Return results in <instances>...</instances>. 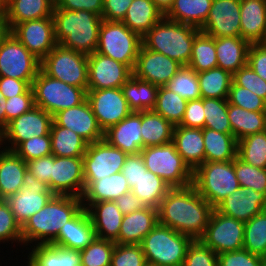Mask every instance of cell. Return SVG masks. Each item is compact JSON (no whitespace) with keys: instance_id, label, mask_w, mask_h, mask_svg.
Instances as JSON below:
<instances>
[{"instance_id":"1","label":"cell","mask_w":266,"mask_h":266,"mask_svg":"<svg viewBox=\"0 0 266 266\" xmlns=\"http://www.w3.org/2000/svg\"><path fill=\"white\" fill-rule=\"evenodd\" d=\"M214 208L193 185L171 188L158 208L159 224L199 240L209 223Z\"/></svg>"},{"instance_id":"70","label":"cell","mask_w":266,"mask_h":266,"mask_svg":"<svg viewBox=\"0 0 266 266\" xmlns=\"http://www.w3.org/2000/svg\"><path fill=\"white\" fill-rule=\"evenodd\" d=\"M152 2L165 14L172 6L174 0H152Z\"/></svg>"},{"instance_id":"19","label":"cell","mask_w":266,"mask_h":266,"mask_svg":"<svg viewBox=\"0 0 266 266\" xmlns=\"http://www.w3.org/2000/svg\"><path fill=\"white\" fill-rule=\"evenodd\" d=\"M182 66L178 61L141 45L133 76L161 87L165 86Z\"/></svg>"},{"instance_id":"55","label":"cell","mask_w":266,"mask_h":266,"mask_svg":"<svg viewBox=\"0 0 266 266\" xmlns=\"http://www.w3.org/2000/svg\"><path fill=\"white\" fill-rule=\"evenodd\" d=\"M25 162L52 154L50 134L21 142L14 150Z\"/></svg>"},{"instance_id":"38","label":"cell","mask_w":266,"mask_h":266,"mask_svg":"<svg viewBox=\"0 0 266 266\" xmlns=\"http://www.w3.org/2000/svg\"><path fill=\"white\" fill-rule=\"evenodd\" d=\"M143 148L172 142L174 126L154 110L141 111Z\"/></svg>"},{"instance_id":"25","label":"cell","mask_w":266,"mask_h":266,"mask_svg":"<svg viewBox=\"0 0 266 266\" xmlns=\"http://www.w3.org/2000/svg\"><path fill=\"white\" fill-rule=\"evenodd\" d=\"M91 218L95 235L98 238L115 242L124 215L114 201L82 203Z\"/></svg>"},{"instance_id":"2","label":"cell","mask_w":266,"mask_h":266,"mask_svg":"<svg viewBox=\"0 0 266 266\" xmlns=\"http://www.w3.org/2000/svg\"><path fill=\"white\" fill-rule=\"evenodd\" d=\"M83 208L80 197L54 195L37 213L32 215L22 226L23 245L51 244L60 229Z\"/></svg>"},{"instance_id":"64","label":"cell","mask_w":266,"mask_h":266,"mask_svg":"<svg viewBox=\"0 0 266 266\" xmlns=\"http://www.w3.org/2000/svg\"><path fill=\"white\" fill-rule=\"evenodd\" d=\"M27 169L39 181L49 185L51 190L52 154L26 162Z\"/></svg>"},{"instance_id":"54","label":"cell","mask_w":266,"mask_h":266,"mask_svg":"<svg viewBox=\"0 0 266 266\" xmlns=\"http://www.w3.org/2000/svg\"><path fill=\"white\" fill-rule=\"evenodd\" d=\"M228 103L248 111L265 112L266 101L247 88L235 85L233 82L229 90Z\"/></svg>"},{"instance_id":"8","label":"cell","mask_w":266,"mask_h":266,"mask_svg":"<svg viewBox=\"0 0 266 266\" xmlns=\"http://www.w3.org/2000/svg\"><path fill=\"white\" fill-rule=\"evenodd\" d=\"M35 106L42 108L52 116L83 103L87 99V90L69 85L48 76L41 68L32 83Z\"/></svg>"},{"instance_id":"40","label":"cell","mask_w":266,"mask_h":266,"mask_svg":"<svg viewBox=\"0 0 266 266\" xmlns=\"http://www.w3.org/2000/svg\"><path fill=\"white\" fill-rule=\"evenodd\" d=\"M228 118L233 136L238 140L266 130V113L248 111L228 103Z\"/></svg>"},{"instance_id":"59","label":"cell","mask_w":266,"mask_h":266,"mask_svg":"<svg viewBox=\"0 0 266 266\" xmlns=\"http://www.w3.org/2000/svg\"><path fill=\"white\" fill-rule=\"evenodd\" d=\"M6 126L10 121L23 113L30 111L34 106V93L30 86L23 94L5 100Z\"/></svg>"},{"instance_id":"58","label":"cell","mask_w":266,"mask_h":266,"mask_svg":"<svg viewBox=\"0 0 266 266\" xmlns=\"http://www.w3.org/2000/svg\"><path fill=\"white\" fill-rule=\"evenodd\" d=\"M218 266H266L265 258L241 249L217 254Z\"/></svg>"},{"instance_id":"45","label":"cell","mask_w":266,"mask_h":266,"mask_svg":"<svg viewBox=\"0 0 266 266\" xmlns=\"http://www.w3.org/2000/svg\"><path fill=\"white\" fill-rule=\"evenodd\" d=\"M187 102L177 93L170 91L165 86H161L159 87L157 102L153 110L175 127L180 125L184 117Z\"/></svg>"},{"instance_id":"51","label":"cell","mask_w":266,"mask_h":266,"mask_svg":"<svg viewBox=\"0 0 266 266\" xmlns=\"http://www.w3.org/2000/svg\"><path fill=\"white\" fill-rule=\"evenodd\" d=\"M234 171L240 187L252 188L266 195V168L251 166L237 156L234 159Z\"/></svg>"},{"instance_id":"6","label":"cell","mask_w":266,"mask_h":266,"mask_svg":"<svg viewBox=\"0 0 266 266\" xmlns=\"http://www.w3.org/2000/svg\"><path fill=\"white\" fill-rule=\"evenodd\" d=\"M192 185L215 208L240 187L234 171V160L204 162L193 171Z\"/></svg>"},{"instance_id":"24","label":"cell","mask_w":266,"mask_h":266,"mask_svg":"<svg viewBox=\"0 0 266 266\" xmlns=\"http://www.w3.org/2000/svg\"><path fill=\"white\" fill-rule=\"evenodd\" d=\"M141 111H132L125 119L104 132V139L127 154H138L143 149Z\"/></svg>"},{"instance_id":"36","label":"cell","mask_w":266,"mask_h":266,"mask_svg":"<svg viewBox=\"0 0 266 266\" xmlns=\"http://www.w3.org/2000/svg\"><path fill=\"white\" fill-rule=\"evenodd\" d=\"M213 0H174L164 14L168 20L201 28L208 18Z\"/></svg>"},{"instance_id":"22","label":"cell","mask_w":266,"mask_h":266,"mask_svg":"<svg viewBox=\"0 0 266 266\" xmlns=\"http://www.w3.org/2000/svg\"><path fill=\"white\" fill-rule=\"evenodd\" d=\"M53 122L58 126L73 130L88 144L104 139V132L87 99L77 106L54 114Z\"/></svg>"},{"instance_id":"61","label":"cell","mask_w":266,"mask_h":266,"mask_svg":"<svg viewBox=\"0 0 266 266\" xmlns=\"http://www.w3.org/2000/svg\"><path fill=\"white\" fill-rule=\"evenodd\" d=\"M143 171H147V168L145 167L141 154H128L121 173L127 179L130 189L135 185V182L140 178Z\"/></svg>"},{"instance_id":"66","label":"cell","mask_w":266,"mask_h":266,"mask_svg":"<svg viewBox=\"0 0 266 266\" xmlns=\"http://www.w3.org/2000/svg\"><path fill=\"white\" fill-rule=\"evenodd\" d=\"M30 85L26 81L0 76V91L5 99L23 94Z\"/></svg>"},{"instance_id":"16","label":"cell","mask_w":266,"mask_h":266,"mask_svg":"<svg viewBox=\"0 0 266 266\" xmlns=\"http://www.w3.org/2000/svg\"><path fill=\"white\" fill-rule=\"evenodd\" d=\"M87 101L103 132L132 112L121 88L88 89Z\"/></svg>"},{"instance_id":"27","label":"cell","mask_w":266,"mask_h":266,"mask_svg":"<svg viewBox=\"0 0 266 266\" xmlns=\"http://www.w3.org/2000/svg\"><path fill=\"white\" fill-rule=\"evenodd\" d=\"M159 223L158 209L146 206L123 217L118 244H141L144 237Z\"/></svg>"},{"instance_id":"12","label":"cell","mask_w":266,"mask_h":266,"mask_svg":"<svg viewBox=\"0 0 266 266\" xmlns=\"http://www.w3.org/2000/svg\"><path fill=\"white\" fill-rule=\"evenodd\" d=\"M245 222L218 212L215 208L199 239L216 254L243 249Z\"/></svg>"},{"instance_id":"43","label":"cell","mask_w":266,"mask_h":266,"mask_svg":"<svg viewBox=\"0 0 266 266\" xmlns=\"http://www.w3.org/2000/svg\"><path fill=\"white\" fill-rule=\"evenodd\" d=\"M198 82L202 98L228 99L233 75L216 67L198 72Z\"/></svg>"},{"instance_id":"67","label":"cell","mask_w":266,"mask_h":266,"mask_svg":"<svg viewBox=\"0 0 266 266\" xmlns=\"http://www.w3.org/2000/svg\"><path fill=\"white\" fill-rule=\"evenodd\" d=\"M123 215L145 208V204L130 190L114 200Z\"/></svg>"},{"instance_id":"60","label":"cell","mask_w":266,"mask_h":266,"mask_svg":"<svg viewBox=\"0 0 266 266\" xmlns=\"http://www.w3.org/2000/svg\"><path fill=\"white\" fill-rule=\"evenodd\" d=\"M179 126L204 129L205 115L203 98L187 102L185 114Z\"/></svg>"},{"instance_id":"18","label":"cell","mask_w":266,"mask_h":266,"mask_svg":"<svg viewBox=\"0 0 266 266\" xmlns=\"http://www.w3.org/2000/svg\"><path fill=\"white\" fill-rule=\"evenodd\" d=\"M84 185L83 157H58L52 154L51 191L54 194L81 198Z\"/></svg>"},{"instance_id":"42","label":"cell","mask_w":266,"mask_h":266,"mask_svg":"<svg viewBox=\"0 0 266 266\" xmlns=\"http://www.w3.org/2000/svg\"><path fill=\"white\" fill-rule=\"evenodd\" d=\"M170 189L171 187L162 178L147 170L143 171L131 191L145 206L158 209Z\"/></svg>"},{"instance_id":"33","label":"cell","mask_w":266,"mask_h":266,"mask_svg":"<svg viewBox=\"0 0 266 266\" xmlns=\"http://www.w3.org/2000/svg\"><path fill=\"white\" fill-rule=\"evenodd\" d=\"M31 248L26 266H81L79 250L53 244L31 245Z\"/></svg>"},{"instance_id":"35","label":"cell","mask_w":266,"mask_h":266,"mask_svg":"<svg viewBox=\"0 0 266 266\" xmlns=\"http://www.w3.org/2000/svg\"><path fill=\"white\" fill-rule=\"evenodd\" d=\"M53 10L54 0H10L5 13L12 30L25 21L52 17Z\"/></svg>"},{"instance_id":"17","label":"cell","mask_w":266,"mask_h":266,"mask_svg":"<svg viewBox=\"0 0 266 266\" xmlns=\"http://www.w3.org/2000/svg\"><path fill=\"white\" fill-rule=\"evenodd\" d=\"M11 33L40 61L58 44L53 17L22 22Z\"/></svg>"},{"instance_id":"72","label":"cell","mask_w":266,"mask_h":266,"mask_svg":"<svg viewBox=\"0 0 266 266\" xmlns=\"http://www.w3.org/2000/svg\"><path fill=\"white\" fill-rule=\"evenodd\" d=\"M0 145H3L2 144V130L0 129Z\"/></svg>"},{"instance_id":"65","label":"cell","mask_w":266,"mask_h":266,"mask_svg":"<svg viewBox=\"0 0 266 266\" xmlns=\"http://www.w3.org/2000/svg\"><path fill=\"white\" fill-rule=\"evenodd\" d=\"M133 0H103L102 18L121 22Z\"/></svg>"},{"instance_id":"34","label":"cell","mask_w":266,"mask_h":266,"mask_svg":"<svg viewBox=\"0 0 266 266\" xmlns=\"http://www.w3.org/2000/svg\"><path fill=\"white\" fill-rule=\"evenodd\" d=\"M163 17L152 0H133L121 22L142 38Z\"/></svg>"},{"instance_id":"23","label":"cell","mask_w":266,"mask_h":266,"mask_svg":"<svg viewBox=\"0 0 266 266\" xmlns=\"http://www.w3.org/2000/svg\"><path fill=\"white\" fill-rule=\"evenodd\" d=\"M265 208L266 195L246 187H239L215 207L218 212L242 222L251 220Z\"/></svg>"},{"instance_id":"48","label":"cell","mask_w":266,"mask_h":266,"mask_svg":"<svg viewBox=\"0 0 266 266\" xmlns=\"http://www.w3.org/2000/svg\"><path fill=\"white\" fill-rule=\"evenodd\" d=\"M205 127L221 133L232 134L228 118V100L203 98Z\"/></svg>"},{"instance_id":"71","label":"cell","mask_w":266,"mask_h":266,"mask_svg":"<svg viewBox=\"0 0 266 266\" xmlns=\"http://www.w3.org/2000/svg\"><path fill=\"white\" fill-rule=\"evenodd\" d=\"M7 3L4 0H0V13L6 12Z\"/></svg>"},{"instance_id":"7","label":"cell","mask_w":266,"mask_h":266,"mask_svg":"<svg viewBox=\"0 0 266 266\" xmlns=\"http://www.w3.org/2000/svg\"><path fill=\"white\" fill-rule=\"evenodd\" d=\"M140 154L147 170L162 178L171 188L192 185L193 171L183 161L172 142L144 147Z\"/></svg>"},{"instance_id":"62","label":"cell","mask_w":266,"mask_h":266,"mask_svg":"<svg viewBox=\"0 0 266 266\" xmlns=\"http://www.w3.org/2000/svg\"><path fill=\"white\" fill-rule=\"evenodd\" d=\"M54 9L86 10L102 17L103 0H54Z\"/></svg>"},{"instance_id":"28","label":"cell","mask_w":266,"mask_h":266,"mask_svg":"<svg viewBox=\"0 0 266 266\" xmlns=\"http://www.w3.org/2000/svg\"><path fill=\"white\" fill-rule=\"evenodd\" d=\"M241 37L250 44L266 38V0H240Z\"/></svg>"},{"instance_id":"11","label":"cell","mask_w":266,"mask_h":266,"mask_svg":"<svg viewBox=\"0 0 266 266\" xmlns=\"http://www.w3.org/2000/svg\"><path fill=\"white\" fill-rule=\"evenodd\" d=\"M40 63L12 33L0 43V76L26 81L32 86Z\"/></svg>"},{"instance_id":"56","label":"cell","mask_w":266,"mask_h":266,"mask_svg":"<svg viewBox=\"0 0 266 266\" xmlns=\"http://www.w3.org/2000/svg\"><path fill=\"white\" fill-rule=\"evenodd\" d=\"M182 266H218L217 254L200 240H193Z\"/></svg>"},{"instance_id":"14","label":"cell","mask_w":266,"mask_h":266,"mask_svg":"<svg viewBox=\"0 0 266 266\" xmlns=\"http://www.w3.org/2000/svg\"><path fill=\"white\" fill-rule=\"evenodd\" d=\"M52 122L53 116L50 113L34 106L30 111L10 121L2 130V144L6 140V143H9V146H4L3 149L13 151L23 141L50 134Z\"/></svg>"},{"instance_id":"46","label":"cell","mask_w":266,"mask_h":266,"mask_svg":"<svg viewBox=\"0 0 266 266\" xmlns=\"http://www.w3.org/2000/svg\"><path fill=\"white\" fill-rule=\"evenodd\" d=\"M237 156L251 166L266 168V130L238 140Z\"/></svg>"},{"instance_id":"41","label":"cell","mask_w":266,"mask_h":266,"mask_svg":"<svg viewBox=\"0 0 266 266\" xmlns=\"http://www.w3.org/2000/svg\"><path fill=\"white\" fill-rule=\"evenodd\" d=\"M52 154L58 157H83L88 143L71 129L52 122L51 130Z\"/></svg>"},{"instance_id":"20","label":"cell","mask_w":266,"mask_h":266,"mask_svg":"<svg viewBox=\"0 0 266 266\" xmlns=\"http://www.w3.org/2000/svg\"><path fill=\"white\" fill-rule=\"evenodd\" d=\"M132 75L127 65L110 57L96 51L88 55L87 89L121 88Z\"/></svg>"},{"instance_id":"44","label":"cell","mask_w":266,"mask_h":266,"mask_svg":"<svg viewBox=\"0 0 266 266\" xmlns=\"http://www.w3.org/2000/svg\"><path fill=\"white\" fill-rule=\"evenodd\" d=\"M188 67L197 73L217 67L215 37H211L203 32H200L195 37Z\"/></svg>"},{"instance_id":"5","label":"cell","mask_w":266,"mask_h":266,"mask_svg":"<svg viewBox=\"0 0 266 266\" xmlns=\"http://www.w3.org/2000/svg\"><path fill=\"white\" fill-rule=\"evenodd\" d=\"M192 238L157 224L142 240L147 264L154 266H182Z\"/></svg>"},{"instance_id":"50","label":"cell","mask_w":266,"mask_h":266,"mask_svg":"<svg viewBox=\"0 0 266 266\" xmlns=\"http://www.w3.org/2000/svg\"><path fill=\"white\" fill-rule=\"evenodd\" d=\"M115 242L95 237L84 249L80 250L81 266H111V256Z\"/></svg>"},{"instance_id":"57","label":"cell","mask_w":266,"mask_h":266,"mask_svg":"<svg viewBox=\"0 0 266 266\" xmlns=\"http://www.w3.org/2000/svg\"><path fill=\"white\" fill-rule=\"evenodd\" d=\"M235 85L247 88L266 101V81L247 64L233 74Z\"/></svg>"},{"instance_id":"52","label":"cell","mask_w":266,"mask_h":266,"mask_svg":"<svg viewBox=\"0 0 266 266\" xmlns=\"http://www.w3.org/2000/svg\"><path fill=\"white\" fill-rule=\"evenodd\" d=\"M147 261L140 244H115L111 266H146Z\"/></svg>"},{"instance_id":"68","label":"cell","mask_w":266,"mask_h":266,"mask_svg":"<svg viewBox=\"0 0 266 266\" xmlns=\"http://www.w3.org/2000/svg\"><path fill=\"white\" fill-rule=\"evenodd\" d=\"M11 33L6 13H0V43Z\"/></svg>"},{"instance_id":"63","label":"cell","mask_w":266,"mask_h":266,"mask_svg":"<svg viewBox=\"0 0 266 266\" xmlns=\"http://www.w3.org/2000/svg\"><path fill=\"white\" fill-rule=\"evenodd\" d=\"M247 64L266 81V45L264 43L250 45Z\"/></svg>"},{"instance_id":"30","label":"cell","mask_w":266,"mask_h":266,"mask_svg":"<svg viewBox=\"0 0 266 266\" xmlns=\"http://www.w3.org/2000/svg\"><path fill=\"white\" fill-rule=\"evenodd\" d=\"M130 190L127 179L121 172H117L100 180H85L81 200L82 203L114 201Z\"/></svg>"},{"instance_id":"29","label":"cell","mask_w":266,"mask_h":266,"mask_svg":"<svg viewBox=\"0 0 266 266\" xmlns=\"http://www.w3.org/2000/svg\"><path fill=\"white\" fill-rule=\"evenodd\" d=\"M203 129L175 126L172 143L183 161L194 171L205 162Z\"/></svg>"},{"instance_id":"49","label":"cell","mask_w":266,"mask_h":266,"mask_svg":"<svg viewBox=\"0 0 266 266\" xmlns=\"http://www.w3.org/2000/svg\"><path fill=\"white\" fill-rule=\"evenodd\" d=\"M165 87L187 101L202 98L197 72L188 66H182Z\"/></svg>"},{"instance_id":"3","label":"cell","mask_w":266,"mask_h":266,"mask_svg":"<svg viewBox=\"0 0 266 266\" xmlns=\"http://www.w3.org/2000/svg\"><path fill=\"white\" fill-rule=\"evenodd\" d=\"M52 17L58 44L85 55L96 51L101 16L86 10L54 9Z\"/></svg>"},{"instance_id":"4","label":"cell","mask_w":266,"mask_h":266,"mask_svg":"<svg viewBox=\"0 0 266 266\" xmlns=\"http://www.w3.org/2000/svg\"><path fill=\"white\" fill-rule=\"evenodd\" d=\"M200 29L163 17L143 37L142 45L188 66L192 45Z\"/></svg>"},{"instance_id":"10","label":"cell","mask_w":266,"mask_h":266,"mask_svg":"<svg viewBox=\"0 0 266 266\" xmlns=\"http://www.w3.org/2000/svg\"><path fill=\"white\" fill-rule=\"evenodd\" d=\"M40 68L50 77L87 89L88 55L57 44L41 60Z\"/></svg>"},{"instance_id":"39","label":"cell","mask_w":266,"mask_h":266,"mask_svg":"<svg viewBox=\"0 0 266 266\" xmlns=\"http://www.w3.org/2000/svg\"><path fill=\"white\" fill-rule=\"evenodd\" d=\"M121 89L132 111L139 112L155 108L158 86L132 75Z\"/></svg>"},{"instance_id":"31","label":"cell","mask_w":266,"mask_h":266,"mask_svg":"<svg viewBox=\"0 0 266 266\" xmlns=\"http://www.w3.org/2000/svg\"><path fill=\"white\" fill-rule=\"evenodd\" d=\"M27 163L14 151L0 150V199L6 200L23 187Z\"/></svg>"},{"instance_id":"9","label":"cell","mask_w":266,"mask_h":266,"mask_svg":"<svg viewBox=\"0 0 266 266\" xmlns=\"http://www.w3.org/2000/svg\"><path fill=\"white\" fill-rule=\"evenodd\" d=\"M142 38L123 22L103 20L96 52L134 69Z\"/></svg>"},{"instance_id":"37","label":"cell","mask_w":266,"mask_h":266,"mask_svg":"<svg viewBox=\"0 0 266 266\" xmlns=\"http://www.w3.org/2000/svg\"><path fill=\"white\" fill-rule=\"evenodd\" d=\"M205 162H228L237 157L238 141L233 134L203 129Z\"/></svg>"},{"instance_id":"13","label":"cell","mask_w":266,"mask_h":266,"mask_svg":"<svg viewBox=\"0 0 266 266\" xmlns=\"http://www.w3.org/2000/svg\"><path fill=\"white\" fill-rule=\"evenodd\" d=\"M49 185L39 181L27 169L24 174L23 187L6 199L15 220L22 227L35 213L39 212L54 196Z\"/></svg>"},{"instance_id":"26","label":"cell","mask_w":266,"mask_h":266,"mask_svg":"<svg viewBox=\"0 0 266 266\" xmlns=\"http://www.w3.org/2000/svg\"><path fill=\"white\" fill-rule=\"evenodd\" d=\"M95 230L88 211L83 207L60 229L57 238L51 243L73 250L86 248L95 239Z\"/></svg>"},{"instance_id":"47","label":"cell","mask_w":266,"mask_h":266,"mask_svg":"<svg viewBox=\"0 0 266 266\" xmlns=\"http://www.w3.org/2000/svg\"><path fill=\"white\" fill-rule=\"evenodd\" d=\"M243 249L266 258V210L245 222Z\"/></svg>"},{"instance_id":"15","label":"cell","mask_w":266,"mask_h":266,"mask_svg":"<svg viewBox=\"0 0 266 266\" xmlns=\"http://www.w3.org/2000/svg\"><path fill=\"white\" fill-rule=\"evenodd\" d=\"M127 155L105 139L88 144L83 156L84 179L100 180L121 172Z\"/></svg>"},{"instance_id":"32","label":"cell","mask_w":266,"mask_h":266,"mask_svg":"<svg viewBox=\"0 0 266 266\" xmlns=\"http://www.w3.org/2000/svg\"><path fill=\"white\" fill-rule=\"evenodd\" d=\"M250 43L241 36L215 38L217 67L232 75L247 65Z\"/></svg>"},{"instance_id":"21","label":"cell","mask_w":266,"mask_h":266,"mask_svg":"<svg viewBox=\"0 0 266 266\" xmlns=\"http://www.w3.org/2000/svg\"><path fill=\"white\" fill-rule=\"evenodd\" d=\"M240 0H213L200 31L211 37L241 36Z\"/></svg>"},{"instance_id":"69","label":"cell","mask_w":266,"mask_h":266,"mask_svg":"<svg viewBox=\"0 0 266 266\" xmlns=\"http://www.w3.org/2000/svg\"><path fill=\"white\" fill-rule=\"evenodd\" d=\"M5 98L0 91V129L3 130L6 127V103Z\"/></svg>"},{"instance_id":"53","label":"cell","mask_w":266,"mask_h":266,"mask_svg":"<svg viewBox=\"0 0 266 266\" xmlns=\"http://www.w3.org/2000/svg\"><path fill=\"white\" fill-rule=\"evenodd\" d=\"M12 241L23 243L22 227L15 220V216L6 200L0 199V243Z\"/></svg>"}]
</instances>
